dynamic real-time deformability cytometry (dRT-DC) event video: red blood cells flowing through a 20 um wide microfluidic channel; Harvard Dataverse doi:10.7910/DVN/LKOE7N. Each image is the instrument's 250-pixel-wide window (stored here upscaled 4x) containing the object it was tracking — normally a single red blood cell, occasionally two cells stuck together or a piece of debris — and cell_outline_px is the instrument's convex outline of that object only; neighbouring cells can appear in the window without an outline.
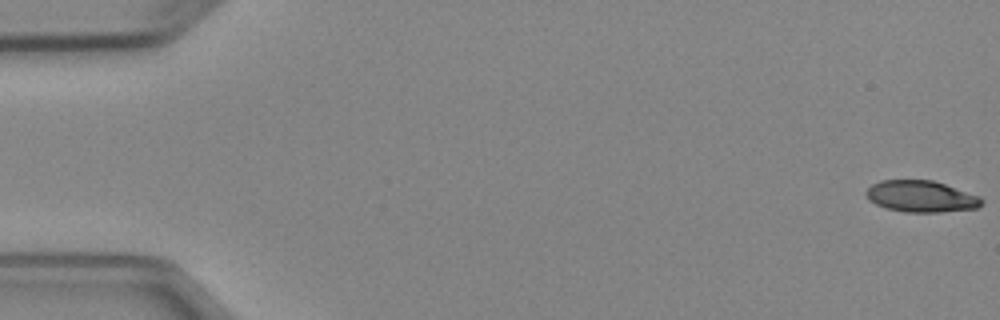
{"species": "Egyptian fruit bat (a non-hibernating species)", "species_latin": "Rousettus aegyptiacus", "temperature_condition": "cold", "stored_images_in_passage": 4, "camera_frame_rate_fps": 3000, "um_per_image_px": 0.085, "animal": {"sex": "female"}, "frame": {"image": 1, "passage_image": 1, "time_ms": 0.0, "image_size_px": [1000, 320], "cell_outline_px": [[984, 204], [976, 208], [940, 212], [904, 212], [888, 208], [876, 204], [868, 200], [864, 192], [872, 184], [880, 180], [932, 180], [980, 196], [984, 200]], "centroid_in_image_um": [78.29, 16.69], "position_along_channel_um": 6.7, "area_um2": 21.21}}
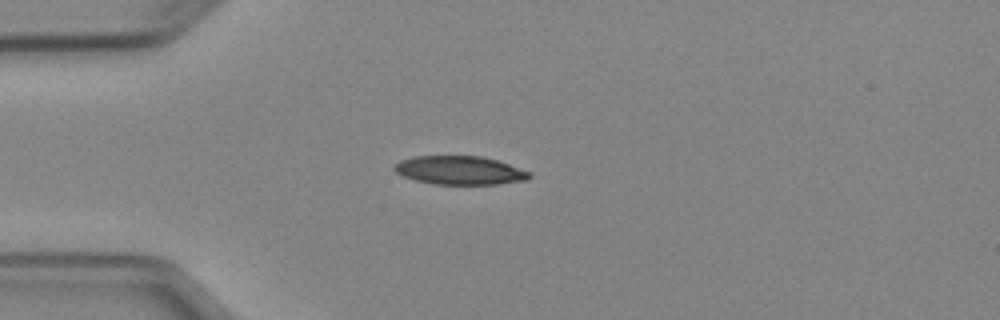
{"frame": {"image": 2, "passage_image": 4, "time_ms": 4.333, "image_size_px": [1000, 320], "cell_outline_px": [[532, 176], [528, 180], [496, 184], [432, 184], [416, 180], [404, 176], [396, 172], [392, 168], [400, 160], [416, 156], [480, 156], [496, 160], [532, 172]], "centroid_in_image_um": [39.1, 14.48], "position_along_channel_um": 45.9, "area_um2": 22.43}}